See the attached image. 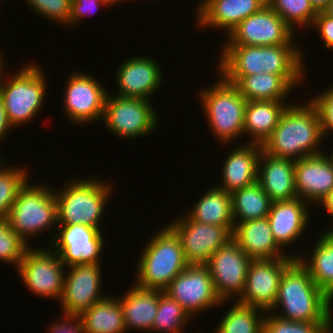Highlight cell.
Wrapping results in <instances>:
<instances>
[{
  "label": "cell",
  "instance_id": "cell-17",
  "mask_svg": "<svg viewBox=\"0 0 333 333\" xmlns=\"http://www.w3.org/2000/svg\"><path fill=\"white\" fill-rule=\"evenodd\" d=\"M292 29L268 4L241 21L228 35L224 45L275 46L287 44Z\"/></svg>",
  "mask_w": 333,
  "mask_h": 333
},
{
  "label": "cell",
  "instance_id": "cell-12",
  "mask_svg": "<svg viewBox=\"0 0 333 333\" xmlns=\"http://www.w3.org/2000/svg\"><path fill=\"white\" fill-rule=\"evenodd\" d=\"M65 117L73 124L102 121L108 90L93 75L80 71L71 73L65 83Z\"/></svg>",
  "mask_w": 333,
  "mask_h": 333
},
{
  "label": "cell",
  "instance_id": "cell-29",
  "mask_svg": "<svg viewBox=\"0 0 333 333\" xmlns=\"http://www.w3.org/2000/svg\"><path fill=\"white\" fill-rule=\"evenodd\" d=\"M199 200V201H198ZM186 215L197 222L225 226L231 233L235 223L232 215L231 194L212 186L202 194Z\"/></svg>",
  "mask_w": 333,
  "mask_h": 333
},
{
  "label": "cell",
  "instance_id": "cell-6",
  "mask_svg": "<svg viewBox=\"0 0 333 333\" xmlns=\"http://www.w3.org/2000/svg\"><path fill=\"white\" fill-rule=\"evenodd\" d=\"M218 82L199 93L201 106L207 117L209 129L221 144L233 143L244 136V116L247 100L238 88L219 75Z\"/></svg>",
  "mask_w": 333,
  "mask_h": 333
},
{
  "label": "cell",
  "instance_id": "cell-41",
  "mask_svg": "<svg viewBox=\"0 0 333 333\" xmlns=\"http://www.w3.org/2000/svg\"><path fill=\"white\" fill-rule=\"evenodd\" d=\"M99 4L101 6H106L103 0H74L71 1L70 16L68 27L78 24L77 21H81L86 18L85 16H91L92 11L99 9ZM98 8V9H97ZM94 12V11H93ZM93 14V13H92Z\"/></svg>",
  "mask_w": 333,
  "mask_h": 333
},
{
  "label": "cell",
  "instance_id": "cell-18",
  "mask_svg": "<svg viewBox=\"0 0 333 333\" xmlns=\"http://www.w3.org/2000/svg\"><path fill=\"white\" fill-rule=\"evenodd\" d=\"M101 266L100 263H97L68 267L60 298V304H62L60 306L64 315H79L106 297L100 291L103 279Z\"/></svg>",
  "mask_w": 333,
  "mask_h": 333
},
{
  "label": "cell",
  "instance_id": "cell-24",
  "mask_svg": "<svg viewBox=\"0 0 333 333\" xmlns=\"http://www.w3.org/2000/svg\"><path fill=\"white\" fill-rule=\"evenodd\" d=\"M262 145L246 143L233 148L223 162L222 182L216 185L228 193H233L257 181L258 162L262 152Z\"/></svg>",
  "mask_w": 333,
  "mask_h": 333
},
{
  "label": "cell",
  "instance_id": "cell-47",
  "mask_svg": "<svg viewBox=\"0 0 333 333\" xmlns=\"http://www.w3.org/2000/svg\"><path fill=\"white\" fill-rule=\"evenodd\" d=\"M3 54L4 53L0 52V79H1L2 74H4L3 72L6 70V63H4V60L2 58ZM4 64H5V66H4ZM4 67H5V70H4Z\"/></svg>",
  "mask_w": 333,
  "mask_h": 333
},
{
  "label": "cell",
  "instance_id": "cell-14",
  "mask_svg": "<svg viewBox=\"0 0 333 333\" xmlns=\"http://www.w3.org/2000/svg\"><path fill=\"white\" fill-rule=\"evenodd\" d=\"M102 233L100 228L84 224L60 225L57 226V234L52 236L49 243L67 267L97 264L102 262L100 254L105 239Z\"/></svg>",
  "mask_w": 333,
  "mask_h": 333
},
{
  "label": "cell",
  "instance_id": "cell-43",
  "mask_svg": "<svg viewBox=\"0 0 333 333\" xmlns=\"http://www.w3.org/2000/svg\"><path fill=\"white\" fill-rule=\"evenodd\" d=\"M62 321L57 320L50 324L49 333H85L78 315H64Z\"/></svg>",
  "mask_w": 333,
  "mask_h": 333
},
{
  "label": "cell",
  "instance_id": "cell-4",
  "mask_svg": "<svg viewBox=\"0 0 333 333\" xmlns=\"http://www.w3.org/2000/svg\"><path fill=\"white\" fill-rule=\"evenodd\" d=\"M154 235L140 254L135 285L164 291L189 263L180 239L168 225Z\"/></svg>",
  "mask_w": 333,
  "mask_h": 333
},
{
  "label": "cell",
  "instance_id": "cell-11",
  "mask_svg": "<svg viewBox=\"0 0 333 333\" xmlns=\"http://www.w3.org/2000/svg\"><path fill=\"white\" fill-rule=\"evenodd\" d=\"M191 316L224 304L215 290L206 265L189 264L164 290ZM200 312V313H199Z\"/></svg>",
  "mask_w": 333,
  "mask_h": 333
},
{
  "label": "cell",
  "instance_id": "cell-33",
  "mask_svg": "<svg viewBox=\"0 0 333 333\" xmlns=\"http://www.w3.org/2000/svg\"><path fill=\"white\" fill-rule=\"evenodd\" d=\"M231 306L218 322L219 326L217 325L214 333H263L266 311L237 301Z\"/></svg>",
  "mask_w": 333,
  "mask_h": 333
},
{
  "label": "cell",
  "instance_id": "cell-40",
  "mask_svg": "<svg viewBox=\"0 0 333 333\" xmlns=\"http://www.w3.org/2000/svg\"><path fill=\"white\" fill-rule=\"evenodd\" d=\"M310 101L317 108L320 120L323 138L333 131V86L326 88L322 94L318 93Z\"/></svg>",
  "mask_w": 333,
  "mask_h": 333
},
{
  "label": "cell",
  "instance_id": "cell-51",
  "mask_svg": "<svg viewBox=\"0 0 333 333\" xmlns=\"http://www.w3.org/2000/svg\"><path fill=\"white\" fill-rule=\"evenodd\" d=\"M333 318H332V311H330V329H329V333H333V325H332V320Z\"/></svg>",
  "mask_w": 333,
  "mask_h": 333
},
{
  "label": "cell",
  "instance_id": "cell-3",
  "mask_svg": "<svg viewBox=\"0 0 333 333\" xmlns=\"http://www.w3.org/2000/svg\"><path fill=\"white\" fill-rule=\"evenodd\" d=\"M331 306V299L295 259L282 273L277 300L269 311L287 320L330 322ZM278 307L283 309L280 314L276 310Z\"/></svg>",
  "mask_w": 333,
  "mask_h": 333
},
{
  "label": "cell",
  "instance_id": "cell-2",
  "mask_svg": "<svg viewBox=\"0 0 333 333\" xmlns=\"http://www.w3.org/2000/svg\"><path fill=\"white\" fill-rule=\"evenodd\" d=\"M323 139L320 116L314 104L310 100L306 104L290 103L262 149L270 156L297 161L323 153L319 146Z\"/></svg>",
  "mask_w": 333,
  "mask_h": 333
},
{
  "label": "cell",
  "instance_id": "cell-44",
  "mask_svg": "<svg viewBox=\"0 0 333 333\" xmlns=\"http://www.w3.org/2000/svg\"><path fill=\"white\" fill-rule=\"evenodd\" d=\"M9 129L12 130V127L7 118V113L0 96V141L5 137Z\"/></svg>",
  "mask_w": 333,
  "mask_h": 333
},
{
  "label": "cell",
  "instance_id": "cell-32",
  "mask_svg": "<svg viewBox=\"0 0 333 333\" xmlns=\"http://www.w3.org/2000/svg\"><path fill=\"white\" fill-rule=\"evenodd\" d=\"M272 201L268 194L255 183L231 193L234 223L263 219L268 216Z\"/></svg>",
  "mask_w": 333,
  "mask_h": 333
},
{
  "label": "cell",
  "instance_id": "cell-23",
  "mask_svg": "<svg viewBox=\"0 0 333 333\" xmlns=\"http://www.w3.org/2000/svg\"><path fill=\"white\" fill-rule=\"evenodd\" d=\"M257 182L272 202L297 198L295 161L273 157L262 150L258 162Z\"/></svg>",
  "mask_w": 333,
  "mask_h": 333
},
{
  "label": "cell",
  "instance_id": "cell-26",
  "mask_svg": "<svg viewBox=\"0 0 333 333\" xmlns=\"http://www.w3.org/2000/svg\"><path fill=\"white\" fill-rule=\"evenodd\" d=\"M233 83L247 101H281L284 102L288 93L297 85L287 75L269 73L249 76H222Z\"/></svg>",
  "mask_w": 333,
  "mask_h": 333
},
{
  "label": "cell",
  "instance_id": "cell-45",
  "mask_svg": "<svg viewBox=\"0 0 333 333\" xmlns=\"http://www.w3.org/2000/svg\"><path fill=\"white\" fill-rule=\"evenodd\" d=\"M322 209L324 207V210H326L328 212V214H330V216H332L333 218V189L331 190V192L321 201V203L319 204Z\"/></svg>",
  "mask_w": 333,
  "mask_h": 333
},
{
  "label": "cell",
  "instance_id": "cell-38",
  "mask_svg": "<svg viewBox=\"0 0 333 333\" xmlns=\"http://www.w3.org/2000/svg\"><path fill=\"white\" fill-rule=\"evenodd\" d=\"M29 247L30 245L13 231L6 219H0V261L18 268Z\"/></svg>",
  "mask_w": 333,
  "mask_h": 333
},
{
  "label": "cell",
  "instance_id": "cell-13",
  "mask_svg": "<svg viewBox=\"0 0 333 333\" xmlns=\"http://www.w3.org/2000/svg\"><path fill=\"white\" fill-rule=\"evenodd\" d=\"M251 261L232 238L213 253L205 265L221 301H235L241 297Z\"/></svg>",
  "mask_w": 333,
  "mask_h": 333
},
{
  "label": "cell",
  "instance_id": "cell-16",
  "mask_svg": "<svg viewBox=\"0 0 333 333\" xmlns=\"http://www.w3.org/2000/svg\"><path fill=\"white\" fill-rule=\"evenodd\" d=\"M175 219L168 226L180 239L189 264L205 265L213 253L232 238V233L225 226L203 224L186 214Z\"/></svg>",
  "mask_w": 333,
  "mask_h": 333
},
{
  "label": "cell",
  "instance_id": "cell-25",
  "mask_svg": "<svg viewBox=\"0 0 333 333\" xmlns=\"http://www.w3.org/2000/svg\"><path fill=\"white\" fill-rule=\"evenodd\" d=\"M232 239L252 260L289 256L276 243L267 217L235 223Z\"/></svg>",
  "mask_w": 333,
  "mask_h": 333
},
{
  "label": "cell",
  "instance_id": "cell-19",
  "mask_svg": "<svg viewBox=\"0 0 333 333\" xmlns=\"http://www.w3.org/2000/svg\"><path fill=\"white\" fill-rule=\"evenodd\" d=\"M160 64L148 56H133L120 64L116 72V96L150 101L149 97L160 89L162 77Z\"/></svg>",
  "mask_w": 333,
  "mask_h": 333
},
{
  "label": "cell",
  "instance_id": "cell-49",
  "mask_svg": "<svg viewBox=\"0 0 333 333\" xmlns=\"http://www.w3.org/2000/svg\"><path fill=\"white\" fill-rule=\"evenodd\" d=\"M119 1H122V2H124L123 0H103V2L105 3V5L107 6V5H112V4H117V2H119Z\"/></svg>",
  "mask_w": 333,
  "mask_h": 333
},
{
  "label": "cell",
  "instance_id": "cell-46",
  "mask_svg": "<svg viewBox=\"0 0 333 333\" xmlns=\"http://www.w3.org/2000/svg\"><path fill=\"white\" fill-rule=\"evenodd\" d=\"M317 12L324 11L331 0H310Z\"/></svg>",
  "mask_w": 333,
  "mask_h": 333
},
{
  "label": "cell",
  "instance_id": "cell-35",
  "mask_svg": "<svg viewBox=\"0 0 333 333\" xmlns=\"http://www.w3.org/2000/svg\"><path fill=\"white\" fill-rule=\"evenodd\" d=\"M4 163L3 160L0 161V219H6L19 190L27 182L29 176L26 167L16 168L11 165L9 167Z\"/></svg>",
  "mask_w": 333,
  "mask_h": 333
},
{
  "label": "cell",
  "instance_id": "cell-21",
  "mask_svg": "<svg viewBox=\"0 0 333 333\" xmlns=\"http://www.w3.org/2000/svg\"><path fill=\"white\" fill-rule=\"evenodd\" d=\"M310 206L298 197L271 203L268 222L276 243L284 250L295 244L294 241L302 237L303 232L305 234L311 217L308 212Z\"/></svg>",
  "mask_w": 333,
  "mask_h": 333
},
{
  "label": "cell",
  "instance_id": "cell-30",
  "mask_svg": "<svg viewBox=\"0 0 333 333\" xmlns=\"http://www.w3.org/2000/svg\"><path fill=\"white\" fill-rule=\"evenodd\" d=\"M79 318L85 333H125L124 313L119 297H109L82 311Z\"/></svg>",
  "mask_w": 333,
  "mask_h": 333
},
{
  "label": "cell",
  "instance_id": "cell-28",
  "mask_svg": "<svg viewBox=\"0 0 333 333\" xmlns=\"http://www.w3.org/2000/svg\"><path fill=\"white\" fill-rule=\"evenodd\" d=\"M288 105L286 101H247L244 135L252 137L248 143L263 145L271 136Z\"/></svg>",
  "mask_w": 333,
  "mask_h": 333
},
{
  "label": "cell",
  "instance_id": "cell-37",
  "mask_svg": "<svg viewBox=\"0 0 333 333\" xmlns=\"http://www.w3.org/2000/svg\"><path fill=\"white\" fill-rule=\"evenodd\" d=\"M266 313L263 333H329L330 322H300L283 319L270 311Z\"/></svg>",
  "mask_w": 333,
  "mask_h": 333
},
{
  "label": "cell",
  "instance_id": "cell-1",
  "mask_svg": "<svg viewBox=\"0 0 333 333\" xmlns=\"http://www.w3.org/2000/svg\"><path fill=\"white\" fill-rule=\"evenodd\" d=\"M294 40L275 46L224 45L216 69L220 76L287 75L299 87L306 72L303 51Z\"/></svg>",
  "mask_w": 333,
  "mask_h": 333
},
{
  "label": "cell",
  "instance_id": "cell-20",
  "mask_svg": "<svg viewBox=\"0 0 333 333\" xmlns=\"http://www.w3.org/2000/svg\"><path fill=\"white\" fill-rule=\"evenodd\" d=\"M295 188L298 198L317 207L333 189L331 154L323 152L295 161Z\"/></svg>",
  "mask_w": 333,
  "mask_h": 333
},
{
  "label": "cell",
  "instance_id": "cell-22",
  "mask_svg": "<svg viewBox=\"0 0 333 333\" xmlns=\"http://www.w3.org/2000/svg\"><path fill=\"white\" fill-rule=\"evenodd\" d=\"M197 8V25L224 29L228 35L241 21L260 11L267 0H201Z\"/></svg>",
  "mask_w": 333,
  "mask_h": 333
},
{
  "label": "cell",
  "instance_id": "cell-42",
  "mask_svg": "<svg viewBox=\"0 0 333 333\" xmlns=\"http://www.w3.org/2000/svg\"><path fill=\"white\" fill-rule=\"evenodd\" d=\"M311 26L319 30V35L323 39V42H325V47L328 50H333V17L324 11L318 12Z\"/></svg>",
  "mask_w": 333,
  "mask_h": 333
},
{
  "label": "cell",
  "instance_id": "cell-8",
  "mask_svg": "<svg viewBox=\"0 0 333 333\" xmlns=\"http://www.w3.org/2000/svg\"><path fill=\"white\" fill-rule=\"evenodd\" d=\"M27 65L12 77L7 74L10 78L2 80V74L0 79V96L12 128L30 122L43 107L47 94L46 76L40 65Z\"/></svg>",
  "mask_w": 333,
  "mask_h": 333
},
{
  "label": "cell",
  "instance_id": "cell-31",
  "mask_svg": "<svg viewBox=\"0 0 333 333\" xmlns=\"http://www.w3.org/2000/svg\"><path fill=\"white\" fill-rule=\"evenodd\" d=\"M311 257L299 256L297 260L308 270L315 284L333 300V238L325 232L319 236Z\"/></svg>",
  "mask_w": 333,
  "mask_h": 333
},
{
  "label": "cell",
  "instance_id": "cell-39",
  "mask_svg": "<svg viewBox=\"0 0 333 333\" xmlns=\"http://www.w3.org/2000/svg\"><path fill=\"white\" fill-rule=\"evenodd\" d=\"M37 14L51 21L68 26L70 16V0H25Z\"/></svg>",
  "mask_w": 333,
  "mask_h": 333
},
{
  "label": "cell",
  "instance_id": "cell-27",
  "mask_svg": "<svg viewBox=\"0 0 333 333\" xmlns=\"http://www.w3.org/2000/svg\"><path fill=\"white\" fill-rule=\"evenodd\" d=\"M159 289H144L133 285L127 294L119 298L125 329L151 331L158 310Z\"/></svg>",
  "mask_w": 333,
  "mask_h": 333
},
{
  "label": "cell",
  "instance_id": "cell-48",
  "mask_svg": "<svg viewBox=\"0 0 333 333\" xmlns=\"http://www.w3.org/2000/svg\"><path fill=\"white\" fill-rule=\"evenodd\" d=\"M324 12L333 17V0L330 1Z\"/></svg>",
  "mask_w": 333,
  "mask_h": 333
},
{
  "label": "cell",
  "instance_id": "cell-9",
  "mask_svg": "<svg viewBox=\"0 0 333 333\" xmlns=\"http://www.w3.org/2000/svg\"><path fill=\"white\" fill-rule=\"evenodd\" d=\"M155 111L150 101L108 94L102 122L112 135L133 140L157 130L160 123Z\"/></svg>",
  "mask_w": 333,
  "mask_h": 333
},
{
  "label": "cell",
  "instance_id": "cell-34",
  "mask_svg": "<svg viewBox=\"0 0 333 333\" xmlns=\"http://www.w3.org/2000/svg\"><path fill=\"white\" fill-rule=\"evenodd\" d=\"M190 317L176 300L160 290L158 310L150 332L182 333V329L188 325L187 321L191 320Z\"/></svg>",
  "mask_w": 333,
  "mask_h": 333
},
{
  "label": "cell",
  "instance_id": "cell-7",
  "mask_svg": "<svg viewBox=\"0 0 333 333\" xmlns=\"http://www.w3.org/2000/svg\"><path fill=\"white\" fill-rule=\"evenodd\" d=\"M19 190L16 200L6 217L10 227L27 244L29 236L36 237L48 228L57 231V202L53 187L45 184H28ZM52 190V191H51ZM36 235V236H34Z\"/></svg>",
  "mask_w": 333,
  "mask_h": 333
},
{
  "label": "cell",
  "instance_id": "cell-36",
  "mask_svg": "<svg viewBox=\"0 0 333 333\" xmlns=\"http://www.w3.org/2000/svg\"><path fill=\"white\" fill-rule=\"evenodd\" d=\"M267 4L292 29L310 27L318 14L310 0H267Z\"/></svg>",
  "mask_w": 333,
  "mask_h": 333
},
{
  "label": "cell",
  "instance_id": "cell-10",
  "mask_svg": "<svg viewBox=\"0 0 333 333\" xmlns=\"http://www.w3.org/2000/svg\"><path fill=\"white\" fill-rule=\"evenodd\" d=\"M64 267L67 268L51 247H29L16 270L31 292L44 298L60 300L66 273Z\"/></svg>",
  "mask_w": 333,
  "mask_h": 333
},
{
  "label": "cell",
  "instance_id": "cell-50",
  "mask_svg": "<svg viewBox=\"0 0 333 333\" xmlns=\"http://www.w3.org/2000/svg\"><path fill=\"white\" fill-rule=\"evenodd\" d=\"M333 220V219H332ZM333 222V221H332ZM325 233L330 236L331 238H333V226L330 227L327 231L325 230Z\"/></svg>",
  "mask_w": 333,
  "mask_h": 333
},
{
  "label": "cell",
  "instance_id": "cell-15",
  "mask_svg": "<svg viewBox=\"0 0 333 333\" xmlns=\"http://www.w3.org/2000/svg\"><path fill=\"white\" fill-rule=\"evenodd\" d=\"M299 256L289 254L276 259L252 260L247 270L244 291L236 301L269 311L277 300L282 273Z\"/></svg>",
  "mask_w": 333,
  "mask_h": 333
},
{
  "label": "cell",
  "instance_id": "cell-5",
  "mask_svg": "<svg viewBox=\"0 0 333 333\" xmlns=\"http://www.w3.org/2000/svg\"><path fill=\"white\" fill-rule=\"evenodd\" d=\"M96 178L67 181L62 190H54L57 202V224H84L100 228L103 211L111 195L112 184ZM101 180V181H100Z\"/></svg>",
  "mask_w": 333,
  "mask_h": 333
}]
</instances>
